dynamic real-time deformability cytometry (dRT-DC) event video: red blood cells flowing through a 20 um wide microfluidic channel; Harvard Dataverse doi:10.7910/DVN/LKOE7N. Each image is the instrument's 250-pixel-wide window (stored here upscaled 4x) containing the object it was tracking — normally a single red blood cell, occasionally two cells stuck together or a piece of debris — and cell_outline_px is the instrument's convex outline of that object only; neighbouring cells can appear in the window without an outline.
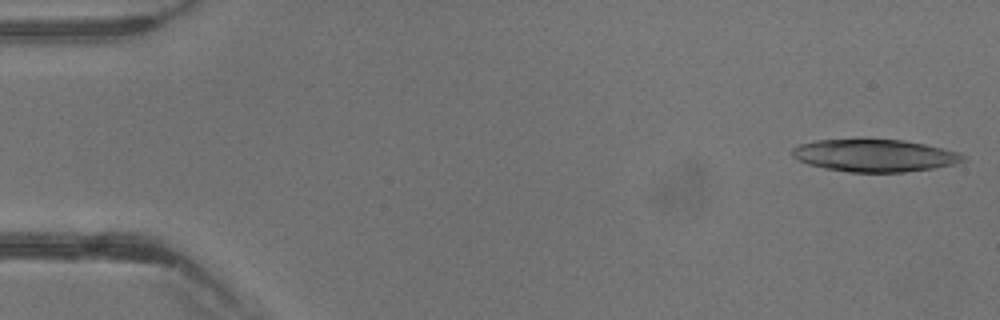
{"species": "common noctule bat (a hibernating species)", "species_latin": "Nyctalus noctula", "temperature_condition": "warm", "stored_images_in_passage": 14, "camera_frame_rate_fps": 3000, "um_per_image_px": 0.085, "animal": {"sex": "male", "body_mass_g": 13.3}, "frame": {"image": 1, "passage_image": 1, "time_ms": 0.0, "image_size_px": [1000, 320], "cell_outline_px": [[968, 156], [964, 160], [956, 164], [932, 168], [904, 172], [848, 172], [824, 168], [808, 164], [796, 160], [792, 156], [792, 148], [800, 144], [816, 140], [904, 140], [944, 148], [960, 152]], "centroid_in_image_um": [74.36, 13.23], "position_along_channel_um": 10.6, "area_um2": 32.25}}
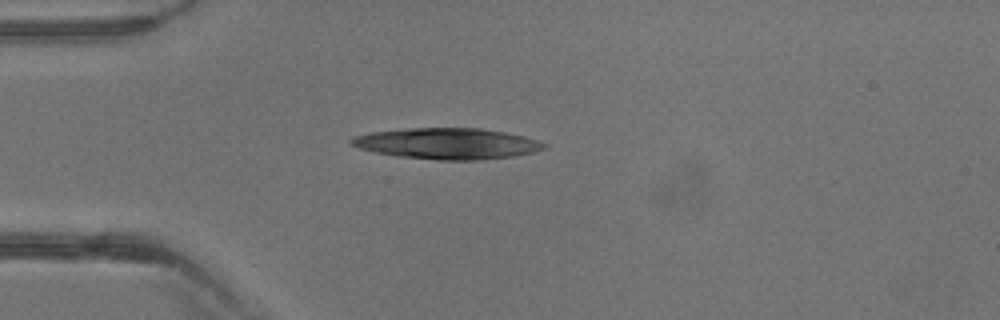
{"frame": {"image": 2, "passage_image": 10, "time_ms": 3.0, "image_size_px": [1000, 320], "cell_outline_px": [[548, 144], [544, 148], [532, 152], [512, 156], [480, 160], [436, 160], [400, 156], [376, 152], [360, 148], [348, 144], [348, 140], [356, 136], [372, 132], [408, 128], [480, 128], [504, 132], [524, 136]], "centroid_in_image_um": [38.0, 12.2], "position_along_channel_um": 47.0, "area_um2": 34.62}}
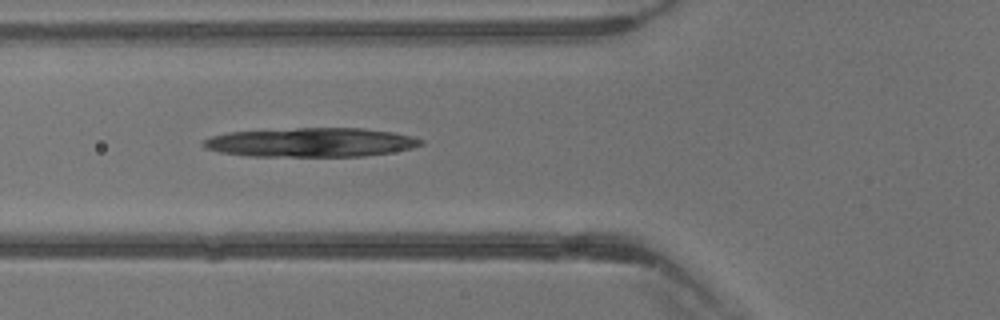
{"frame": {"image": 3, "passage_image": 14, "time_ms": 4.333, "image_size_px": [1000, 320], "cell_outline_px": [[424, 144], [412, 148], [392, 152], [364, 156], [248, 156], [220, 152], [204, 148], [200, 144], [204, 140], [212, 136], [228, 132], [296, 128], [364, 128], [392, 132], [412, 136], [424, 140]], "centroid_in_image_um": [26.44, 12.1], "position_along_channel_um": 99.4, "area_um2": 36.99}}